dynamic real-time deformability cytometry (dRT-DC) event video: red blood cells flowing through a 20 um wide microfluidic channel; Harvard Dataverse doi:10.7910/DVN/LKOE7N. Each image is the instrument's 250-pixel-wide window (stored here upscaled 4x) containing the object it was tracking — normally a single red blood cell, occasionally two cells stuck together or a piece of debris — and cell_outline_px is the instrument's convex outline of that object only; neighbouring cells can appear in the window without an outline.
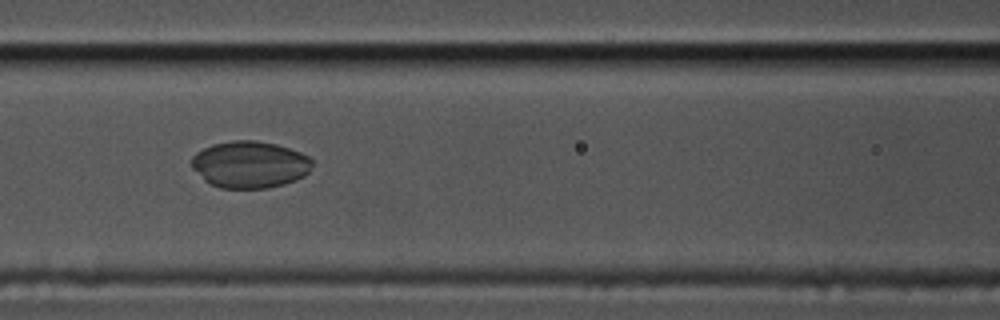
{"species": "common noctule bat (a hibernating species)", "species_latin": "Nyctalus noctula", "temperature_condition": "cold", "stored_images_in_passage": 58, "camera_frame_rate_fps": 3000, "um_per_image_px": 0.085, "animal": {"sex": "male", "body_mass_g": 17.5, "forearm_length_mm": 52.3}, "frame": {"image": 1, "passage_image": 25, "time_ms": 8.0, "image_size_px": [1000, 320], "cell_outline_px": [[312, 164], [308, 172], [304, 176], [296, 180], [284, 184], [268, 188], [220, 188], [204, 180], [192, 168], [192, 156], [196, 152], [212, 144], [232, 140], [256, 140], [276, 144], [300, 152], [308, 156], [312, 160]], "centroid_in_image_um": [21.23, 13.98], "position_along_channel_um": 145.4, "area_um2": 33.0}}
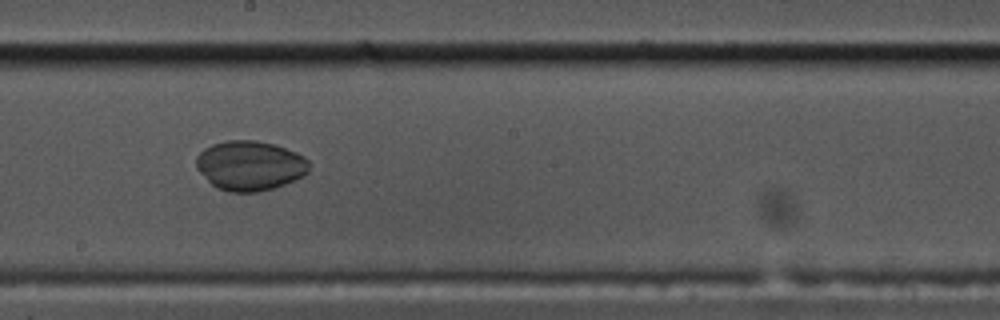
{"frame": {"image": 2, "passage_image": 32, "time_ms": 10.333, "image_size_px": [1000, 320], "cell_outline_px": [[308, 172], [304, 176], [284, 184], [272, 188], [256, 192], [228, 192], [216, 188], [196, 168], [196, 156], [204, 148], [212, 144], [224, 140], [256, 140], [276, 144], [296, 152], [304, 156], [308, 160]], "centroid_in_image_um": [21.23, 14.06], "position_along_channel_um": 227.0, "area_um2": 32.89}}
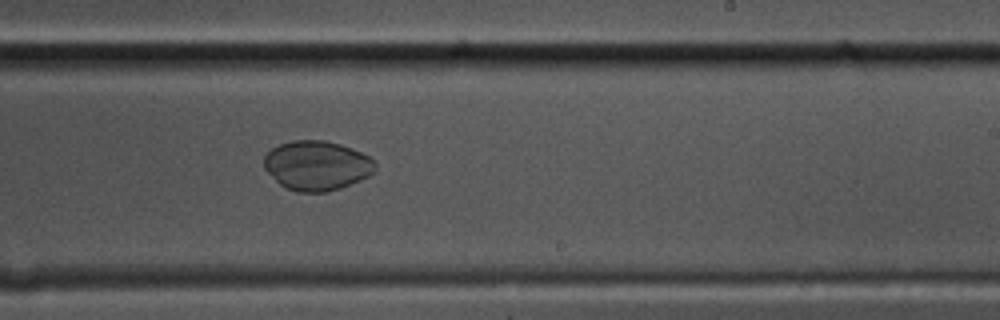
{"frame": {"image": 3, "passage_image": 35, "time_ms": 11.333, "image_size_px": [1000, 320], "cell_outline_px": [[376, 172], [360, 180], [340, 188], [328, 192], [296, 192], [284, 188], [264, 168], [264, 156], [272, 148], [280, 144], [292, 140], [324, 140], [340, 144], [352, 148], [376, 160]], "centroid_in_image_um": [26.95, 14.07], "position_along_channel_um": 262.1, "area_um2": 32.31}}